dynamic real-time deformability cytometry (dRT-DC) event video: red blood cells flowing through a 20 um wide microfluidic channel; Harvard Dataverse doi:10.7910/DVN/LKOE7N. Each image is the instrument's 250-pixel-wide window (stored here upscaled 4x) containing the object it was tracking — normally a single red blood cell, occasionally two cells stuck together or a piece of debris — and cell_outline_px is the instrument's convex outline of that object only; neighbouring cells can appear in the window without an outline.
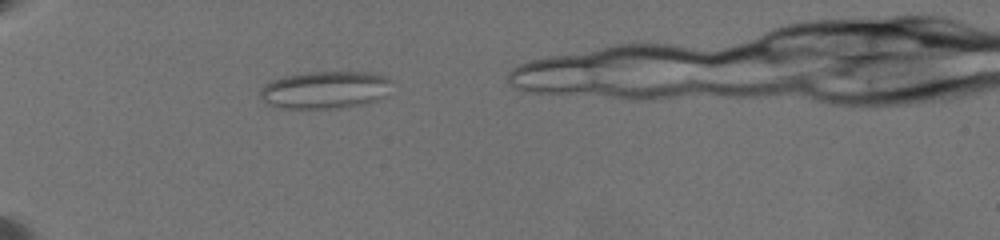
{"species": "common noctule bat (a hibernating species)", "species_latin": "Nyctalus noctula", "temperature_condition": "warm", "stored_images_in_passage": 31, "camera_frame_rate_fps": 3000, "um_per_image_px": 0.085, "animal": {"sex": "female", "body_mass_g": 19.5, "forearm_length_mm": 54.1}, "frame": {"image": 1, "passage_image": 5, "time_ms": 2.0, "image_size_px": [1000, 240], "cell_outline_px": [[392, 80], [388, 96], [380, 100], [368, 104], [340, 108], [280, 108], [268, 104], [260, 96], [260, 88], [268, 80], [284, 76], [308, 72], [372, 72], [384, 76]], "centroid_in_image_um": [27.68, 7.64], "position_along_channel_um": 57.3, "area_um2": 29.36}}
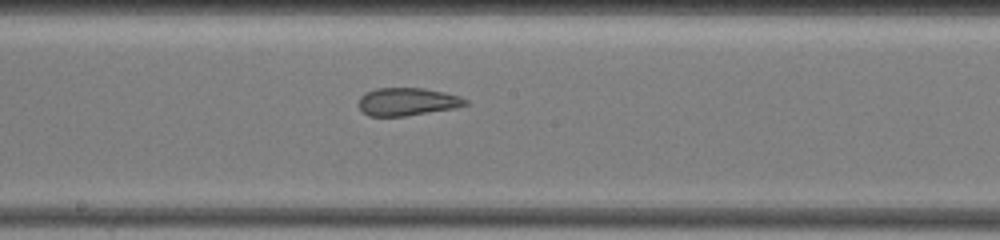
{"frame": {"image": 2, "passage_image": 15, "time_ms": 7.0, "image_size_px": [1000, 240], "cell_outline_px": [[468, 104], [452, 108], [404, 116], [368, 116], [356, 104], [360, 96], [364, 92], [376, 88], [424, 88], [444, 92], [460, 96], [468, 100]], "centroid_in_image_um": [34.56, 8.63], "position_along_channel_um": 213.6, "area_um2": 17.34}}
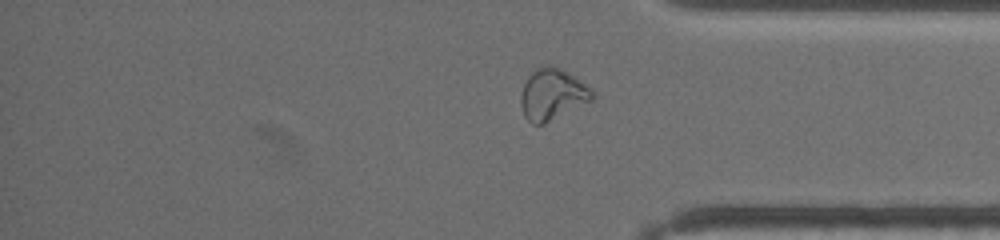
{"frame": {"image": 3, "passage_image": 27, "time_ms": 12.0, "image_size_px": [1000, 240], "cell_outline_px": [[596, 92], [592, 100], [544, 124], [532, 124], [524, 116], [520, 104], [520, 96], [524, 84], [528, 76], [536, 68], [552, 64], [560, 68], [580, 80]], "centroid_in_image_um": [46.94, 8.02], "position_along_channel_um": 388.3, "area_um2": 21.33}}